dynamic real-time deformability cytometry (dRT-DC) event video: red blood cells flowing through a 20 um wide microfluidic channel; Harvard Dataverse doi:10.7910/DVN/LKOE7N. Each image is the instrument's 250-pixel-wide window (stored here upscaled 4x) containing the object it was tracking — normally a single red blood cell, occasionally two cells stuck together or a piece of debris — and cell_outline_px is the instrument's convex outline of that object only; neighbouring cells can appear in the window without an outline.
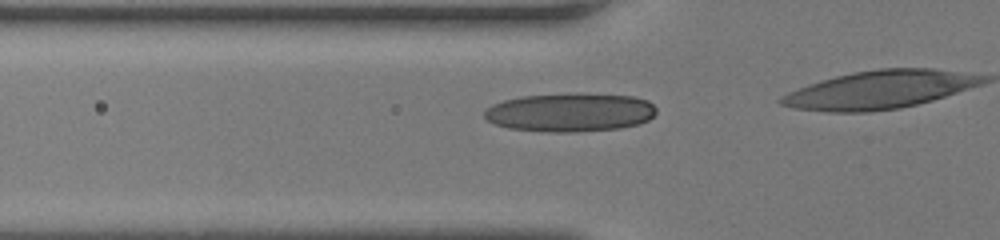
{"species": "human", "species_latin": "Homo sapiens", "temperature_condition": "room temperature", "stored_images_in_passage": 19, "camera_frame_rate_fps": 3000, "um_per_image_px": 0.085, "donor": {"sex": "female"}, "frame": {"image": 1, "passage_image": 14, "time_ms": 4.333, "image_size_px": [1000, 240], "cell_outline_px": [[656, 112], [648, 120], [640, 124], [620, 128], [572, 132], [548, 132], [508, 128], [484, 120], [484, 112], [492, 104], [504, 100], [520, 96], [632, 96], [648, 100], [656, 108]], "centroid_in_image_um": [48.43, 9.6], "position_along_channel_um": 77.4, "area_um2": 37.57}}
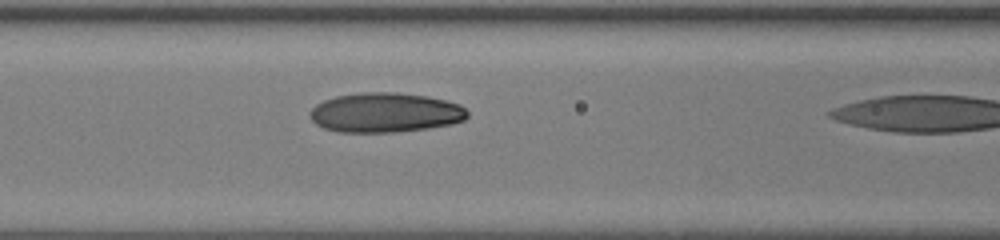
{"frame": {"image": 2, "passage_image": 18, "time_ms": 5.667, "image_size_px": [1000, 240], "cell_outline_px": [[468, 116], [464, 120], [452, 124], [428, 128], [392, 132], [340, 132], [324, 128], [316, 124], [308, 116], [308, 112], [316, 104], [324, 100], [336, 96], [360, 92], [396, 92], [428, 96], [448, 100], [460, 104], [468, 112]], "centroid_in_image_um": [32.74, 9.56], "position_along_channel_um": 133.9, "area_um2": 36.65}}